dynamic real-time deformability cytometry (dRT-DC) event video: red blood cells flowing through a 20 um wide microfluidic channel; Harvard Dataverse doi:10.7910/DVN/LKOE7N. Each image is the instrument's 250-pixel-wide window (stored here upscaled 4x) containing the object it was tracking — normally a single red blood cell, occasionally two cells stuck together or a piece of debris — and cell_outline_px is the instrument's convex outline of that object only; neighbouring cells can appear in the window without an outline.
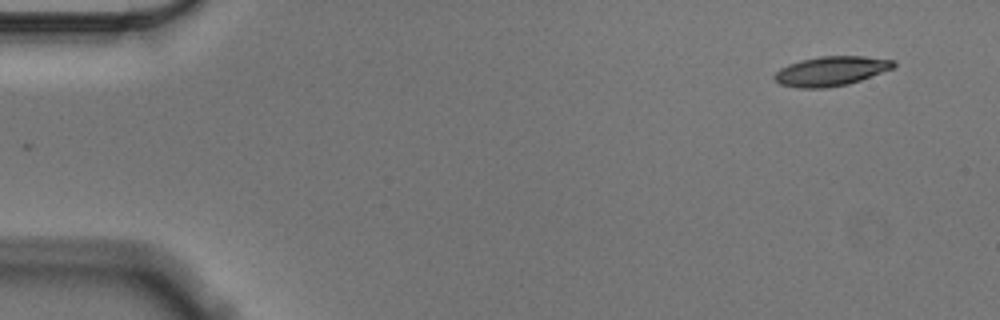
{"species": "Egyptian fruit bat (a non-hibernating species)", "species_latin": "Rousettus aegyptiacus", "temperature_condition": "cold", "stored_images_in_passage": 54, "camera_frame_rate_fps": 3000, "um_per_image_px": 0.085, "animal": {"sex": "male"}, "frame": {"image": 1, "passage_image": 1, "time_ms": 0.0, "image_size_px": [1000, 320], "cell_outline_px": [[896, 64], [892, 68], [860, 80], [848, 84], [828, 88], [796, 88], [780, 84], [772, 76], [780, 68], [788, 64], [800, 60], [820, 56], [864, 56], [896, 60]], "centroid_in_image_um": [70.61, 6.04], "position_along_channel_um": 14.4, "area_um2": 20.52}}
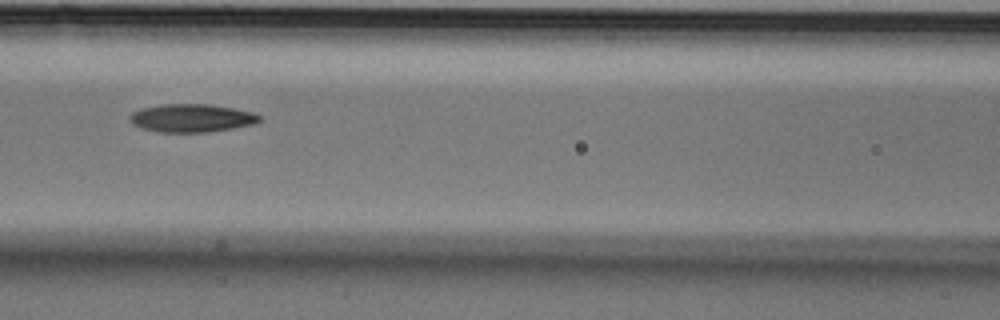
{"frame": {"image": 2, "passage_image": 22, "time_ms": 7.0, "image_size_px": [1000, 320], "cell_outline_px": [[260, 120], [256, 124], [208, 132], [156, 132], [132, 124], [128, 116], [132, 112], [140, 108], [164, 104], [208, 104], [232, 108], [252, 112], [260, 116]], "centroid_in_image_um": [16.26, 10.03], "position_along_channel_um": 150.3, "area_um2": 21.21}}
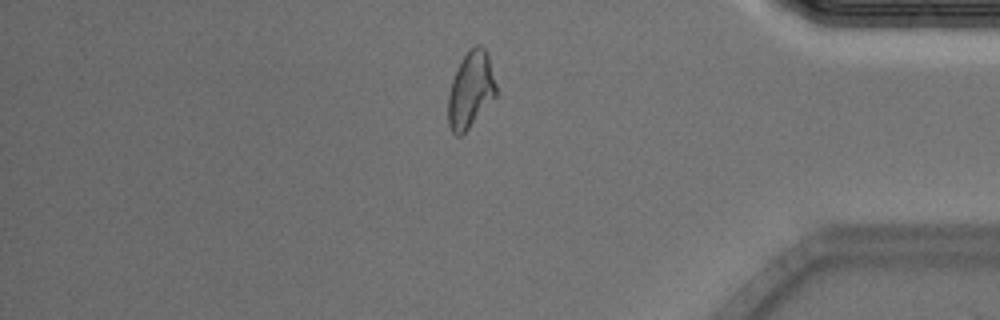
{"frame": {"image": 3, "passage_image": 45, "time_ms": 14.667, "image_size_px": [1000, 320], "cell_outline_px": [[496, 96], [468, 128], [460, 136], [456, 136], [452, 132], [448, 124], [448, 96], [452, 80], [464, 56], [476, 44], [480, 44], [488, 52], [496, 84]], "centroid_in_image_um": [40.01, 7.64], "position_along_channel_um": 395.2, "area_um2": 21.04}, "authors_computed_cell_mechanics": {"area_um2": 21.1259, "velocity_mm_per_s": 3.5396, "shape_relaxation_time_tau1_ms": 5.9421, "shape_relaxation_time_tau2_ms": 7.6985, "deformation_change_tau1": 0.1945, "deformation_change_tau2": 0.1734}}